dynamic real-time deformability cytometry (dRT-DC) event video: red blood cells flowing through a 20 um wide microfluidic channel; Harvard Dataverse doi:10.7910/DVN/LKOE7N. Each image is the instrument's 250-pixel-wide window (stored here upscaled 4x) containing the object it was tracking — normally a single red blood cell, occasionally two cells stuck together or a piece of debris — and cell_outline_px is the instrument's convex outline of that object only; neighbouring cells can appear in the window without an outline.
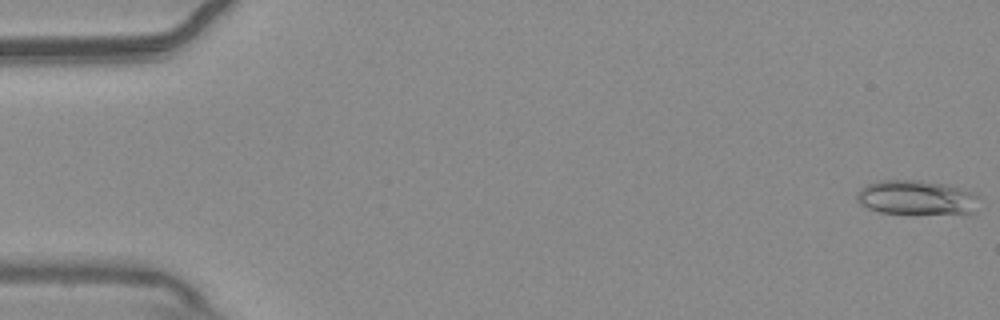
{"species": "common noctule bat (a hibernating species)", "species_latin": "Nyctalus noctula", "temperature_condition": "warm", "stored_images_in_passage": 13, "camera_frame_rate_fps": 3000, "um_per_image_px": 0.085, "animal": {"sex": "male", "body_mass_g": 20.4}, "frame": {"image": 1, "passage_image": 1, "time_ms": 0.0, "image_size_px": [1000, 320], "cell_outline_px": [[984, 200], [972, 212], [964, 216], [912, 216], [880, 212], [868, 208], [860, 204], [856, 200], [856, 192], [860, 188], [876, 180], [920, 180], [944, 184], [972, 192]], "centroid_in_image_um": [77.97, 16.87], "position_along_channel_um": 7.0, "area_um2": 26.24}}